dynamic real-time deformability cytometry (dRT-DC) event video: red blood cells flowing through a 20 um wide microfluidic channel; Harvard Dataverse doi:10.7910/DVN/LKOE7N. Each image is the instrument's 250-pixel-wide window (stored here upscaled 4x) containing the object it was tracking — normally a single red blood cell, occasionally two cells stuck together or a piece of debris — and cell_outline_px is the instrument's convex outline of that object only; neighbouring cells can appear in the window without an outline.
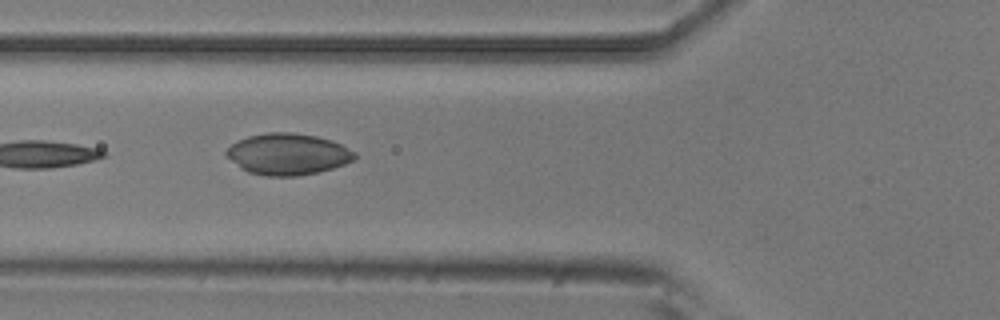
{"species": "common noctule bat (a hibernating species)", "species_latin": "Nyctalus noctula", "temperature_condition": "room temperature", "stored_images_in_passage": 10, "camera_frame_rate_fps": 3000, "um_per_image_px": 0.085, "animal": {"sex": "male", "body_mass_g": 20.5, "forearm_length_mm": 52.5}, "frame": {"image": 1, "passage_image": 5, "time_ms": 1.333, "image_size_px": [1000, 320], "cell_outline_px": [[356, 156], [352, 160], [344, 164], [320, 172], [296, 176], [264, 176], [248, 172], [240, 168], [224, 156], [224, 152], [232, 144], [248, 136], [268, 132], [292, 132], [316, 136], [332, 140], [356, 152]], "centroid_in_image_um": [24.43, 13.1], "position_along_channel_um": 101.4, "area_um2": 31.1}}
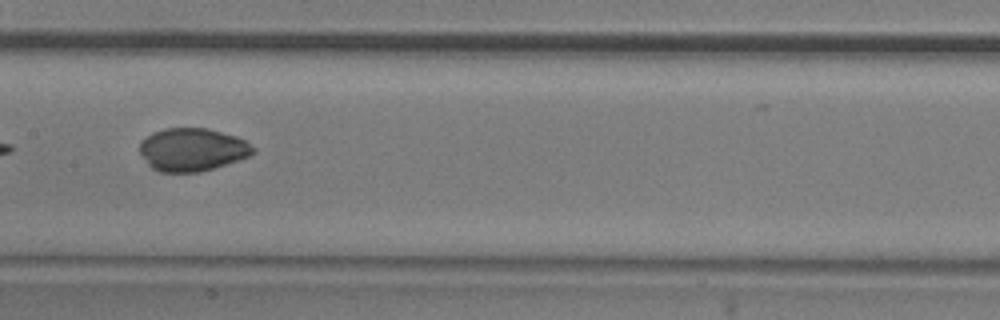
{"frame": {"image": 2, "passage_image": 7, "time_ms": 2.0, "image_size_px": [1000, 320], "cell_outline_px": [[256, 152], [248, 156], [200, 172], [160, 172], [152, 168], [148, 164], [140, 152], [140, 144], [152, 132], [164, 128], [208, 128], [236, 136], [244, 140], [256, 148]], "centroid_in_image_um": [16.35, 12.71], "position_along_channel_um": 191.1, "area_um2": 28.15}}
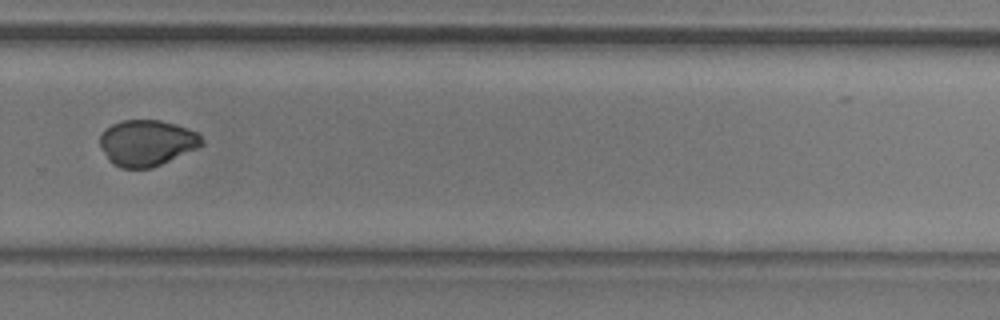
{"frame": {"image": 3, "passage_image": 10, "time_ms": 3.0, "image_size_px": [1000, 320], "cell_outline_px": [[204, 144], [196, 148], [152, 168], [120, 168], [112, 164], [108, 160], [100, 148], [100, 132], [104, 128], [112, 124], [124, 120], [160, 120], [176, 124], [196, 132], [204, 140]], "centroid_in_image_um": [12.43, 12.14], "position_along_channel_um": 317.4, "area_um2": 27.4}}